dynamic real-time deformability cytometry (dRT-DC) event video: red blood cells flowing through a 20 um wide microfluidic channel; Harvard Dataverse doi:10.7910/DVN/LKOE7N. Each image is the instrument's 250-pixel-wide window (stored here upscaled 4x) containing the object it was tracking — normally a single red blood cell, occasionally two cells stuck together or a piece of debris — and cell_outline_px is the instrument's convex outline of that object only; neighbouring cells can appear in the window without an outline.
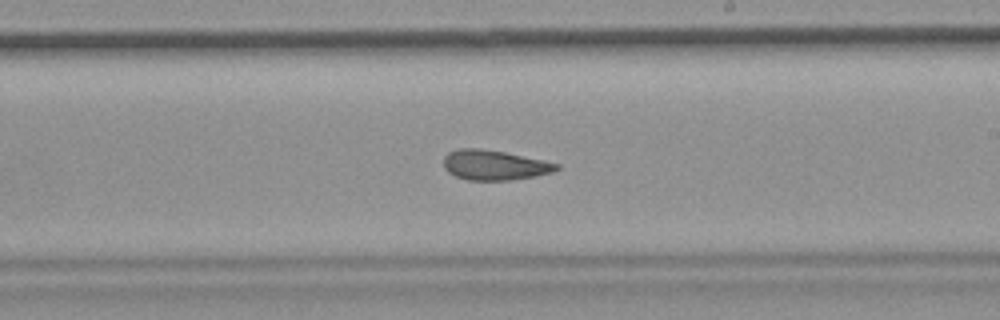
{"species": "common noctule bat (a hibernating species)", "species_latin": "Nyctalus noctula", "temperature_condition": "room temperature", "stored_images_in_passage": 52, "camera_frame_rate_fps": 3000, "um_per_image_px": 0.085, "animal": {"sex": "female", "body_mass_g": 19.9}, "frame": {"image": 1, "passage_image": 30, "time_ms": 9.667, "image_size_px": [1000, 320], "cell_outline_px": [[560, 168], [552, 172], [512, 180], [468, 180], [456, 176], [448, 172], [444, 168], [444, 156], [448, 152], [460, 148], [480, 148], [504, 152], [544, 160], [560, 164]], "centroid_in_image_um": [42.01, 14.02], "position_along_channel_um": 247.0, "area_um2": 19.65}, "authors_computed_cell_mechanics": {"area_um2": 20.808, "velocity_mm_per_s": 3.7652, "shape_relaxation_time_tau1_ms": null, "shape_relaxation_time_tau2_ms": 3.4278, "deformation_change_tau1": null, "deformation_change_tau2": 0.1012}}